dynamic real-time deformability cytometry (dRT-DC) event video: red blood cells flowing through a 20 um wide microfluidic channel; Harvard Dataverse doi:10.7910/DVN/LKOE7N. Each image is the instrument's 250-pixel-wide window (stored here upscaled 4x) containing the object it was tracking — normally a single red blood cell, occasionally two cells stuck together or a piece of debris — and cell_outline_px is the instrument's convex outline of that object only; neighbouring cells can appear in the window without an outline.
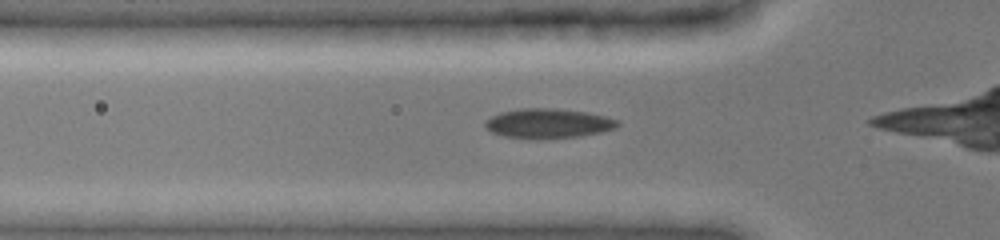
{"species": "common noctule bat (a hibernating species)", "species_latin": "Nyctalus noctula", "temperature_condition": "cold", "stored_images_in_passage": 10, "camera_frame_rate_fps": 3000, "um_per_image_px": 0.085, "animal": {"sex": "female", "body_mass_g": 19.0, "forearm_length_mm": 51.5}, "frame": {"image": 1, "passage_image": 7, "time_ms": 2.667, "image_size_px": [1000, 240], "cell_outline_px": [[620, 124], [616, 128], [600, 132], [580, 136], [504, 136], [492, 132], [484, 124], [484, 120], [500, 112], [520, 108], [556, 108], [588, 112], [620, 120]], "centroid_in_image_um": [46.64, 10.43], "position_along_channel_um": 79.2, "area_um2": 22.08}}
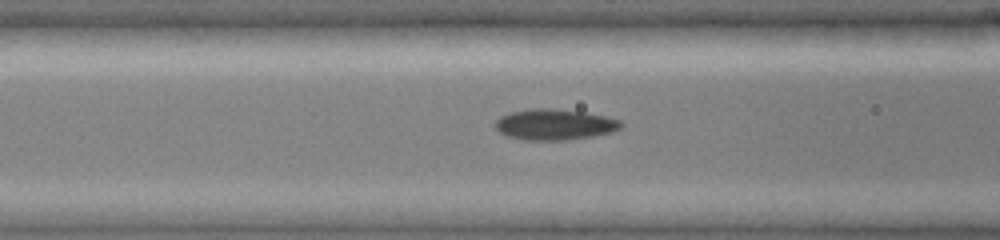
{"frame": {"image": 2, "passage_image": 9, "time_ms": 3.667, "image_size_px": [1000, 240], "cell_outline_px": [[624, 124], [620, 128], [612, 132], [592, 136], [564, 140], [524, 140], [508, 136], [500, 132], [496, 128], [496, 120], [500, 116], [512, 112], [532, 108], [552, 108], [584, 112], [604, 116], [620, 120]], "centroid_in_image_um": [47.15, 10.58], "position_along_channel_um": 119.5, "area_um2": 22.48}}